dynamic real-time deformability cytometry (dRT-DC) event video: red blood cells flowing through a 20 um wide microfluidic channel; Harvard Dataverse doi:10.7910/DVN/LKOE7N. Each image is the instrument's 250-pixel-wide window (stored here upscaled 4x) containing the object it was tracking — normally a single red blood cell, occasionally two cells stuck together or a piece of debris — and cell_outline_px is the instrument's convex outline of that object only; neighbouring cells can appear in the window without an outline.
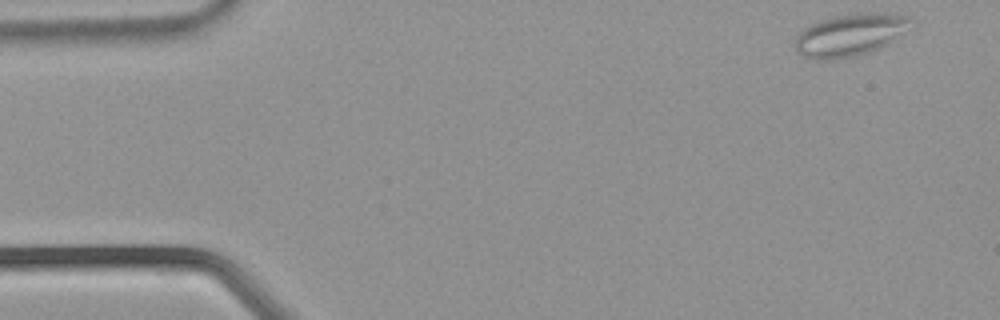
{"species": "common noctule bat (a hibernating species)", "species_latin": "Nyctalus noctula", "temperature_condition": "warm", "stored_images_in_passage": 35, "camera_frame_rate_fps": 3000, "um_per_image_px": 0.085, "animal": {"sex": "male", "body_mass_g": 21.5, "forearm_length_mm": 52.0}, "frame": {"image": 1, "passage_image": 1, "time_ms": 0.0, "image_size_px": [1000, 320], "cell_outline_px": [[908, 20], [900, 32], [888, 44], [880, 48], [868, 52], [852, 56], [804, 56], [792, 44], [796, 36], [808, 24], [820, 20], [836, 16], [860, 12], [872, 12], [908, 16]], "centroid_in_image_um": [72.17, 2.91], "position_along_channel_um": 12.8, "area_um2": 26.93}}
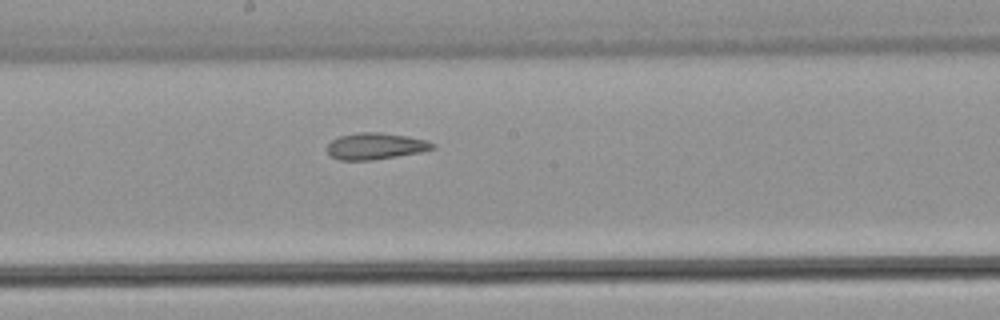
{"frame": {"image": 2, "passage_image": 18, "time_ms": 5.667, "image_size_px": [1000, 320], "cell_outline_px": [[436, 148], [420, 152], [372, 160], [340, 160], [332, 156], [328, 152], [328, 144], [332, 140], [340, 136], [360, 132], [380, 132], [408, 136], [424, 140], [436, 144]], "centroid_in_image_um": [31.94, 12.42], "position_along_channel_um": 216.3, "area_um2": 16.13}}
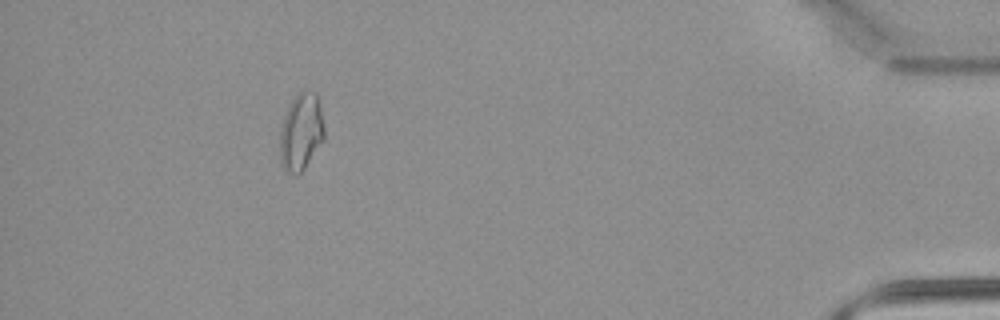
{"frame": {"image": 3, "passage_image": 32, "time_ms": 10.333, "image_size_px": [1000, 320], "cell_outline_px": [[324, 140], [304, 168], [296, 176], [288, 172], [284, 168], [280, 160], [280, 132], [284, 116], [292, 100], [300, 88], [308, 88], [316, 92], [320, 108], [324, 128]], "centroid_in_image_um": [25.59, 11.16], "position_along_channel_um": 409.6, "area_um2": 20.06}}